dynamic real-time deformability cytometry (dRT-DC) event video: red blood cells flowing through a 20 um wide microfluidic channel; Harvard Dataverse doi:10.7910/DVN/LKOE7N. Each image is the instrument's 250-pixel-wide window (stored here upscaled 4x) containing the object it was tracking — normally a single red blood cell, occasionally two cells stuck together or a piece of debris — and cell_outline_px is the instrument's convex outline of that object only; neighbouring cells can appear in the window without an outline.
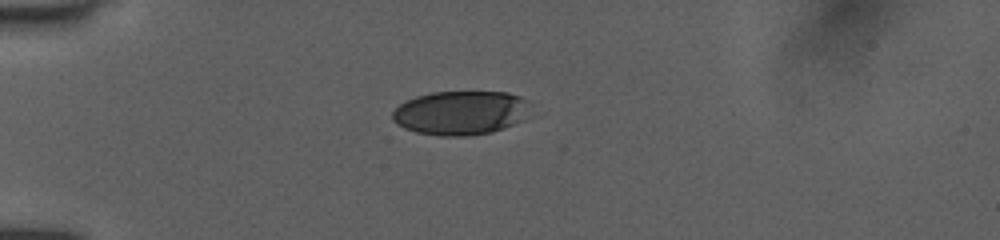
{"species": "human", "species_latin": "Homo sapiens", "temperature_condition": "room temperature", "stored_images_in_passage": 7, "camera_frame_rate_fps": 3000, "um_per_image_px": 0.085, "donor": {"sex": "female"}, "frame": {"image": 1, "passage_image": 1, "time_ms": 0.0, "image_size_px": [1000, 240], "cell_outline_px": [[524, 100], [516, 120], [512, 124], [504, 128], [492, 132], [468, 136], [440, 136], [416, 132], [404, 128], [396, 124], [392, 120], [392, 112], [400, 104], [416, 96], [432, 92], [508, 92], [520, 96]], "centroid_in_image_um": [38.96, 9.6], "position_along_channel_um": 46.0, "area_um2": 34.33}}
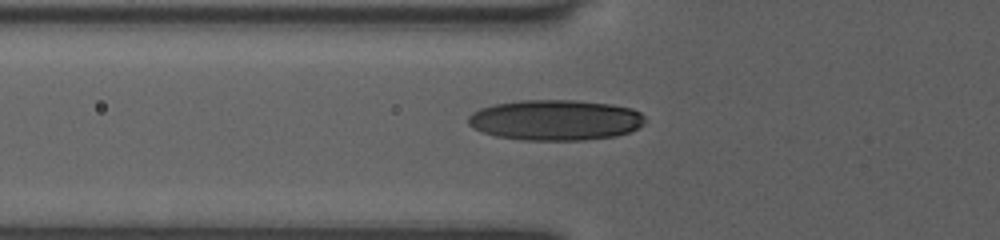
{"frame": {"image": 2, "passage_image": 6, "time_ms": 1.667, "image_size_px": [1000, 240], "cell_outline_px": [[644, 124], [628, 132], [616, 136], [584, 140], [520, 140], [496, 136], [484, 132], [468, 124], [468, 116], [480, 108], [496, 104], [524, 100], [576, 100], [612, 104], [632, 108], [640, 112], [644, 116]], "centroid_in_image_um": [47.23, 10.2], "position_along_channel_um": 78.6, "area_um2": 41.73}}